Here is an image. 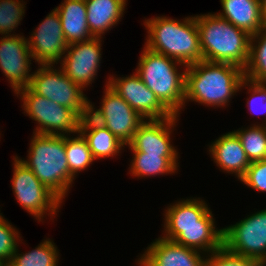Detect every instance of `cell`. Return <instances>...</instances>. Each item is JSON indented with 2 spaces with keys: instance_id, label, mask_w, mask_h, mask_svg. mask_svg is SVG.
I'll use <instances>...</instances> for the list:
<instances>
[{
  "instance_id": "1",
  "label": "cell",
  "mask_w": 266,
  "mask_h": 266,
  "mask_svg": "<svg viewBox=\"0 0 266 266\" xmlns=\"http://www.w3.org/2000/svg\"><path fill=\"white\" fill-rule=\"evenodd\" d=\"M167 207L163 214L164 239L206 255L222 247L223 229L215 225L214 215L204 199H181Z\"/></svg>"
},
{
  "instance_id": "2",
  "label": "cell",
  "mask_w": 266,
  "mask_h": 266,
  "mask_svg": "<svg viewBox=\"0 0 266 266\" xmlns=\"http://www.w3.org/2000/svg\"><path fill=\"white\" fill-rule=\"evenodd\" d=\"M245 78L239 66L210 61H200L186 67L185 104L193 101L206 107H227L231 98L242 89Z\"/></svg>"
},
{
  "instance_id": "3",
  "label": "cell",
  "mask_w": 266,
  "mask_h": 266,
  "mask_svg": "<svg viewBox=\"0 0 266 266\" xmlns=\"http://www.w3.org/2000/svg\"><path fill=\"white\" fill-rule=\"evenodd\" d=\"M181 20L163 15L145 18L143 24L148 35L144 46L187 67L203 61V56L195 16Z\"/></svg>"
},
{
  "instance_id": "4",
  "label": "cell",
  "mask_w": 266,
  "mask_h": 266,
  "mask_svg": "<svg viewBox=\"0 0 266 266\" xmlns=\"http://www.w3.org/2000/svg\"><path fill=\"white\" fill-rule=\"evenodd\" d=\"M203 60L229 63L245 69L249 59L250 37L217 13L195 15Z\"/></svg>"
},
{
  "instance_id": "5",
  "label": "cell",
  "mask_w": 266,
  "mask_h": 266,
  "mask_svg": "<svg viewBox=\"0 0 266 266\" xmlns=\"http://www.w3.org/2000/svg\"><path fill=\"white\" fill-rule=\"evenodd\" d=\"M62 202L76 178L70 173L65 150V135L32 136L27 159L18 157Z\"/></svg>"
},
{
  "instance_id": "6",
  "label": "cell",
  "mask_w": 266,
  "mask_h": 266,
  "mask_svg": "<svg viewBox=\"0 0 266 266\" xmlns=\"http://www.w3.org/2000/svg\"><path fill=\"white\" fill-rule=\"evenodd\" d=\"M142 49L135 72L172 114L180 116L185 106L186 66L145 46Z\"/></svg>"
},
{
  "instance_id": "7",
  "label": "cell",
  "mask_w": 266,
  "mask_h": 266,
  "mask_svg": "<svg viewBox=\"0 0 266 266\" xmlns=\"http://www.w3.org/2000/svg\"><path fill=\"white\" fill-rule=\"evenodd\" d=\"M23 113L38 124L33 134L71 135L79 132L81 117L72 109L35 94L29 87L15 93Z\"/></svg>"
},
{
  "instance_id": "8",
  "label": "cell",
  "mask_w": 266,
  "mask_h": 266,
  "mask_svg": "<svg viewBox=\"0 0 266 266\" xmlns=\"http://www.w3.org/2000/svg\"><path fill=\"white\" fill-rule=\"evenodd\" d=\"M53 64L39 65L32 72L29 88L44 98L74 110L81 118L90 114V100L83 88Z\"/></svg>"
},
{
  "instance_id": "9",
  "label": "cell",
  "mask_w": 266,
  "mask_h": 266,
  "mask_svg": "<svg viewBox=\"0 0 266 266\" xmlns=\"http://www.w3.org/2000/svg\"><path fill=\"white\" fill-rule=\"evenodd\" d=\"M12 191L18 204L38 222L46 215L53 219L63 202L34 175L33 171L13 156ZM62 203V204H61ZM48 212V213H47Z\"/></svg>"
},
{
  "instance_id": "10",
  "label": "cell",
  "mask_w": 266,
  "mask_h": 266,
  "mask_svg": "<svg viewBox=\"0 0 266 266\" xmlns=\"http://www.w3.org/2000/svg\"><path fill=\"white\" fill-rule=\"evenodd\" d=\"M247 216L236 224L222 227V246L266 266V209Z\"/></svg>"
},
{
  "instance_id": "11",
  "label": "cell",
  "mask_w": 266,
  "mask_h": 266,
  "mask_svg": "<svg viewBox=\"0 0 266 266\" xmlns=\"http://www.w3.org/2000/svg\"><path fill=\"white\" fill-rule=\"evenodd\" d=\"M100 108L90 102V116L106 127L122 144L127 146L139 125L144 121L121 96L105 84Z\"/></svg>"
},
{
  "instance_id": "12",
  "label": "cell",
  "mask_w": 266,
  "mask_h": 266,
  "mask_svg": "<svg viewBox=\"0 0 266 266\" xmlns=\"http://www.w3.org/2000/svg\"><path fill=\"white\" fill-rule=\"evenodd\" d=\"M101 43V37H93L88 41L69 44L59 62L67 77L84 90L97 77L102 59Z\"/></svg>"
},
{
  "instance_id": "13",
  "label": "cell",
  "mask_w": 266,
  "mask_h": 266,
  "mask_svg": "<svg viewBox=\"0 0 266 266\" xmlns=\"http://www.w3.org/2000/svg\"><path fill=\"white\" fill-rule=\"evenodd\" d=\"M107 78L108 86L121 96L144 120L163 119L173 115L144 84L136 72L126 77H116L110 74Z\"/></svg>"
},
{
  "instance_id": "14",
  "label": "cell",
  "mask_w": 266,
  "mask_h": 266,
  "mask_svg": "<svg viewBox=\"0 0 266 266\" xmlns=\"http://www.w3.org/2000/svg\"><path fill=\"white\" fill-rule=\"evenodd\" d=\"M14 33L16 32L2 35L0 38V70L9 81L12 91L16 93L20 89L29 87L33 58L28 40L24 35Z\"/></svg>"
},
{
  "instance_id": "15",
  "label": "cell",
  "mask_w": 266,
  "mask_h": 266,
  "mask_svg": "<svg viewBox=\"0 0 266 266\" xmlns=\"http://www.w3.org/2000/svg\"><path fill=\"white\" fill-rule=\"evenodd\" d=\"M27 39L33 60L37 65L58 64L68 47L59 13L54 8L33 30Z\"/></svg>"
},
{
  "instance_id": "16",
  "label": "cell",
  "mask_w": 266,
  "mask_h": 266,
  "mask_svg": "<svg viewBox=\"0 0 266 266\" xmlns=\"http://www.w3.org/2000/svg\"><path fill=\"white\" fill-rule=\"evenodd\" d=\"M178 117L173 114L168 118L144 120L134 133L132 141L127 145L128 148L131 152L179 156L177 148L171 144V133L177 126Z\"/></svg>"
},
{
  "instance_id": "17",
  "label": "cell",
  "mask_w": 266,
  "mask_h": 266,
  "mask_svg": "<svg viewBox=\"0 0 266 266\" xmlns=\"http://www.w3.org/2000/svg\"><path fill=\"white\" fill-rule=\"evenodd\" d=\"M137 260L138 266H203L206 254L164 239L151 242Z\"/></svg>"
},
{
  "instance_id": "18",
  "label": "cell",
  "mask_w": 266,
  "mask_h": 266,
  "mask_svg": "<svg viewBox=\"0 0 266 266\" xmlns=\"http://www.w3.org/2000/svg\"><path fill=\"white\" fill-rule=\"evenodd\" d=\"M208 146V152L216 166L222 172L234 174L241 180L251 164L242 143L234 131H230L216 138Z\"/></svg>"
},
{
  "instance_id": "19",
  "label": "cell",
  "mask_w": 266,
  "mask_h": 266,
  "mask_svg": "<svg viewBox=\"0 0 266 266\" xmlns=\"http://www.w3.org/2000/svg\"><path fill=\"white\" fill-rule=\"evenodd\" d=\"M222 12H216L237 28L255 35L264 27L260 0H220Z\"/></svg>"
},
{
  "instance_id": "20",
  "label": "cell",
  "mask_w": 266,
  "mask_h": 266,
  "mask_svg": "<svg viewBox=\"0 0 266 266\" xmlns=\"http://www.w3.org/2000/svg\"><path fill=\"white\" fill-rule=\"evenodd\" d=\"M127 2L128 0H85L90 33L94 37L103 38L102 35L121 21Z\"/></svg>"
},
{
  "instance_id": "21",
  "label": "cell",
  "mask_w": 266,
  "mask_h": 266,
  "mask_svg": "<svg viewBox=\"0 0 266 266\" xmlns=\"http://www.w3.org/2000/svg\"><path fill=\"white\" fill-rule=\"evenodd\" d=\"M79 132L87 141L95 160L118 156L125 148L106 127L90 115L81 118Z\"/></svg>"
},
{
  "instance_id": "22",
  "label": "cell",
  "mask_w": 266,
  "mask_h": 266,
  "mask_svg": "<svg viewBox=\"0 0 266 266\" xmlns=\"http://www.w3.org/2000/svg\"><path fill=\"white\" fill-rule=\"evenodd\" d=\"M67 44L88 41L94 36L87 24L85 0H64L56 7Z\"/></svg>"
},
{
  "instance_id": "23",
  "label": "cell",
  "mask_w": 266,
  "mask_h": 266,
  "mask_svg": "<svg viewBox=\"0 0 266 266\" xmlns=\"http://www.w3.org/2000/svg\"><path fill=\"white\" fill-rule=\"evenodd\" d=\"M129 167L131 176L145 178L175 174L179 170L178 156H159L142 152H132Z\"/></svg>"
},
{
  "instance_id": "24",
  "label": "cell",
  "mask_w": 266,
  "mask_h": 266,
  "mask_svg": "<svg viewBox=\"0 0 266 266\" xmlns=\"http://www.w3.org/2000/svg\"><path fill=\"white\" fill-rule=\"evenodd\" d=\"M17 247L9 266H58L59 251L55 243L50 239H43L33 250L19 253Z\"/></svg>"
},
{
  "instance_id": "25",
  "label": "cell",
  "mask_w": 266,
  "mask_h": 266,
  "mask_svg": "<svg viewBox=\"0 0 266 266\" xmlns=\"http://www.w3.org/2000/svg\"><path fill=\"white\" fill-rule=\"evenodd\" d=\"M244 74L251 81L266 82V26L250 37L249 59Z\"/></svg>"
},
{
  "instance_id": "26",
  "label": "cell",
  "mask_w": 266,
  "mask_h": 266,
  "mask_svg": "<svg viewBox=\"0 0 266 266\" xmlns=\"http://www.w3.org/2000/svg\"><path fill=\"white\" fill-rule=\"evenodd\" d=\"M65 135V150L70 173L76 178L77 174L88 169L95 161L87 141L78 132L77 136Z\"/></svg>"
},
{
  "instance_id": "27",
  "label": "cell",
  "mask_w": 266,
  "mask_h": 266,
  "mask_svg": "<svg viewBox=\"0 0 266 266\" xmlns=\"http://www.w3.org/2000/svg\"><path fill=\"white\" fill-rule=\"evenodd\" d=\"M234 132L240 139L251 163L266 160V126L257 122L247 128L234 130Z\"/></svg>"
},
{
  "instance_id": "28",
  "label": "cell",
  "mask_w": 266,
  "mask_h": 266,
  "mask_svg": "<svg viewBox=\"0 0 266 266\" xmlns=\"http://www.w3.org/2000/svg\"><path fill=\"white\" fill-rule=\"evenodd\" d=\"M24 0H0V35H11L25 15Z\"/></svg>"
},
{
  "instance_id": "29",
  "label": "cell",
  "mask_w": 266,
  "mask_h": 266,
  "mask_svg": "<svg viewBox=\"0 0 266 266\" xmlns=\"http://www.w3.org/2000/svg\"><path fill=\"white\" fill-rule=\"evenodd\" d=\"M20 235L16 227H13L12 223L0 213V259L7 265L10 263L16 248L19 247V242L23 243Z\"/></svg>"
},
{
  "instance_id": "30",
  "label": "cell",
  "mask_w": 266,
  "mask_h": 266,
  "mask_svg": "<svg viewBox=\"0 0 266 266\" xmlns=\"http://www.w3.org/2000/svg\"><path fill=\"white\" fill-rule=\"evenodd\" d=\"M243 87L248 89L246 94L250 93V97L246 98L249 112L257 115L262 114L266 117V82H254L244 78L239 88L243 89ZM262 121V125L266 126V118L265 121Z\"/></svg>"
},
{
  "instance_id": "31",
  "label": "cell",
  "mask_w": 266,
  "mask_h": 266,
  "mask_svg": "<svg viewBox=\"0 0 266 266\" xmlns=\"http://www.w3.org/2000/svg\"><path fill=\"white\" fill-rule=\"evenodd\" d=\"M203 266H261L255 259L240 256L226 250L223 246L206 255Z\"/></svg>"
},
{
  "instance_id": "32",
  "label": "cell",
  "mask_w": 266,
  "mask_h": 266,
  "mask_svg": "<svg viewBox=\"0 0 266 266\" xmlns=\"http://www.w3.org/2000/svg\"><path fill=\"white\" fill-rule=\"evenodd\" d=\"M240 181L257 192H266V160L252 162Z\"/></svg>"
},
{
  "instance_id": "33",
  "label": "cell",
  "mask_w": 266,
  "mask_h": 266,
  "mask_svg": "<svg viewBox=\"0 0 266 266\" xmlns=\"http://www.w3.org/2000/svg\"><path fill=\"white\" fill-rule=\"evenodd\" d=\"M261 14L264 24L266 26V0H260Z\"/></svg>"
},
{
  "instance_id": "34",
  "label": "cell",
  "mask_w": 266,
  "mask_h": 266,
  "mask_svg": "<svg viewBox=\"0 0 266 266\" xmlns=\"http://www.w3.org/2000/svg\"><path fill=\"white\" fill-rule=\"evenodd\" d=\"M0 266H7V264L3 260L0 259Z\"/></svg>"
}]
</instances>
